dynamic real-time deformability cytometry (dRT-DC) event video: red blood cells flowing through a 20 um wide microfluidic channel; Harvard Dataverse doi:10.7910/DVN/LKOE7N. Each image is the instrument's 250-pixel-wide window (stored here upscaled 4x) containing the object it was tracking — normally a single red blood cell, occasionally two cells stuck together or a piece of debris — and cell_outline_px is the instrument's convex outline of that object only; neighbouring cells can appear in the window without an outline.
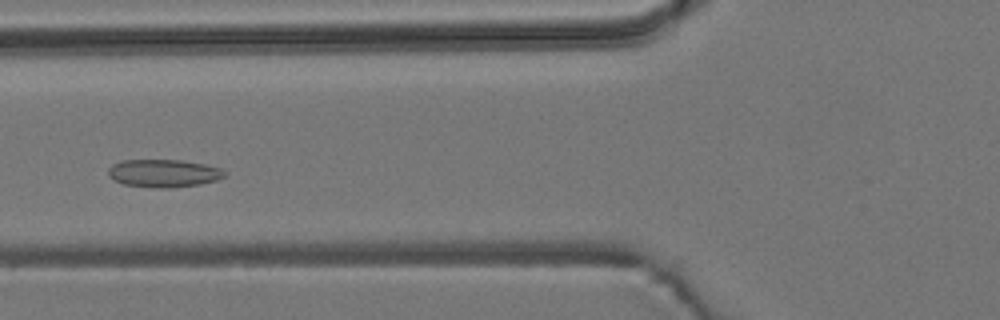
{"species": "common noctule bat (a hibernating species)", "species_latin": "Nyctalus noctula", "temperature_condition": "room temperature", "stored_images_in_passage": 49, "camera_frame_rate_fps": 3000, "um_per_image_px": 0.085, "animal": {"sex": "male", "body_mass_g": 19.2, "forearm_length_mm": 51.8}, "frame": {"image": 1, "passage_image": 16, "time_ms": 5.0, "image_size_px": [1000, 320], "cell_outline_px": [[228, 172], [224, 176], [216, 180], [200, 184], [172, 188], [156, 188], [124, 184], [108, 176], [108, 168], [112, 164], [124, 160], [180, 160], [204, 164], [220, 168]], "centroid_in_image_um": [13.92, 14.73], "position_along_channel_um": 111.9, "area_um2": 18.84}}
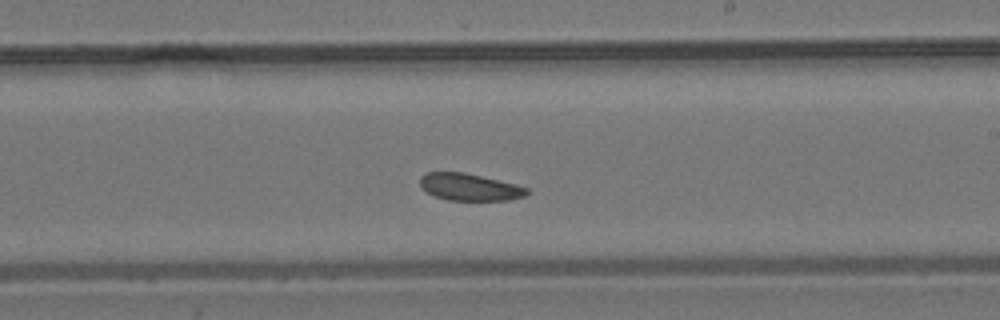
{"frame": {"image": 2, "passage_image": 27, "time_ms": 8.667, "image_size_px": [1000, 320], "cell_outline_px": [[528, 192], [524, 196], [508, 200], [448, 200], [436, 196], [428, 192], [420, 184], [420, 176], [428, 172], [464, 172], [516, 184], [528, 188]], "centroid_in_image_um": [39.92, 15.89], "position_along_channel_um": 249.1, "area_um2": 16.65}}
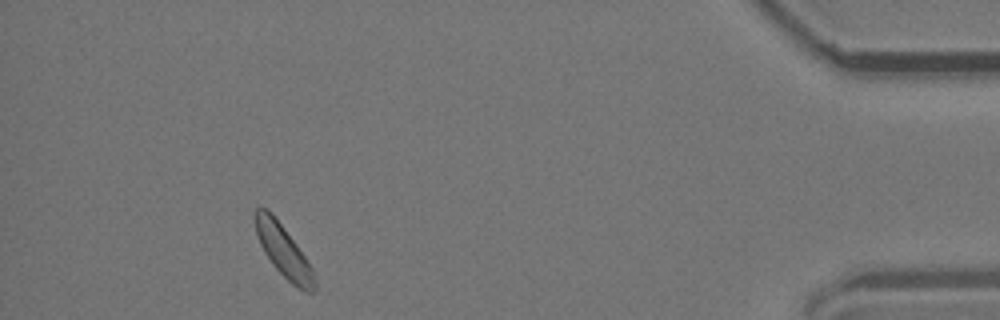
{"frame": {"image": 3, "passage_image": 45, "time_ms": 14.667, "image_size_px": [1000, 320], "cell_outline_px": [[316, 288], [312, 292], [304, 292], [296, 288], [272, 264], [264, 252], [256, 236], [252, 216], [256, 208], [268, 208], [272, 212], [296, 244], [312, 268], [316, 284]], "centroid_in_image_um": [24.05, 21.3], "position_along_channel_um": 411.2, "area_um2": 18.09}}